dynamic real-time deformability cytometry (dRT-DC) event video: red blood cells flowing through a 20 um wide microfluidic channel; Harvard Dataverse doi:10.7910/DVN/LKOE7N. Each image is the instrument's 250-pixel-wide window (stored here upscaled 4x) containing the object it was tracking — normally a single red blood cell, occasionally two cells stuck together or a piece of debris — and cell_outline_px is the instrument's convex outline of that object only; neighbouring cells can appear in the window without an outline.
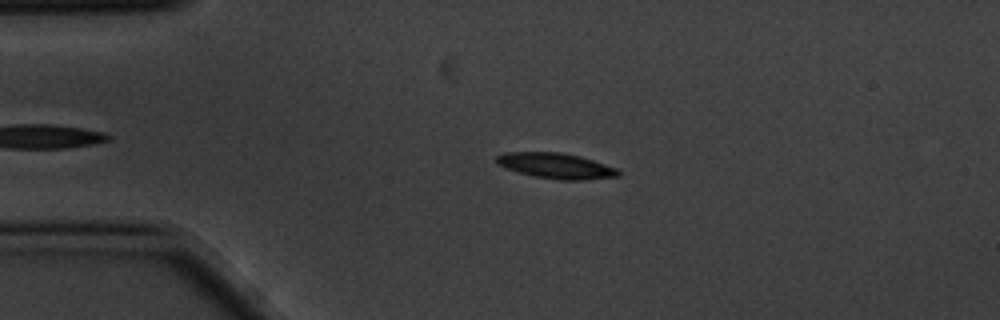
{"species": "common noctule bat (a hibernating species)", "species_latin": "Nyctalus noctula", "temperature_condition": "cold", "stored_images_in_passage": 3, "camera_frame_rate_fps": 3000, "um_per_image_px": 0.085, "animal": {"sex": "male", "body_mass_g": 20.1, "forearm_length_mm": 53.5}, "frame": {"image": 1, "passage_image": 2, "time_ms": 0.333, "image_size_px": [1000, 320], "cell_outline_px": [[620, 176], [584, 180], [560, 180], [532, 176], [496, 164], [496, 156], [504, 152], [560, 152], [580, 156], [616, 168], [620, 172]], "centroid_in_image_um": [47.25, 14.09], "position_along_channel_um": 37.7, "area_um2": 18.03}}